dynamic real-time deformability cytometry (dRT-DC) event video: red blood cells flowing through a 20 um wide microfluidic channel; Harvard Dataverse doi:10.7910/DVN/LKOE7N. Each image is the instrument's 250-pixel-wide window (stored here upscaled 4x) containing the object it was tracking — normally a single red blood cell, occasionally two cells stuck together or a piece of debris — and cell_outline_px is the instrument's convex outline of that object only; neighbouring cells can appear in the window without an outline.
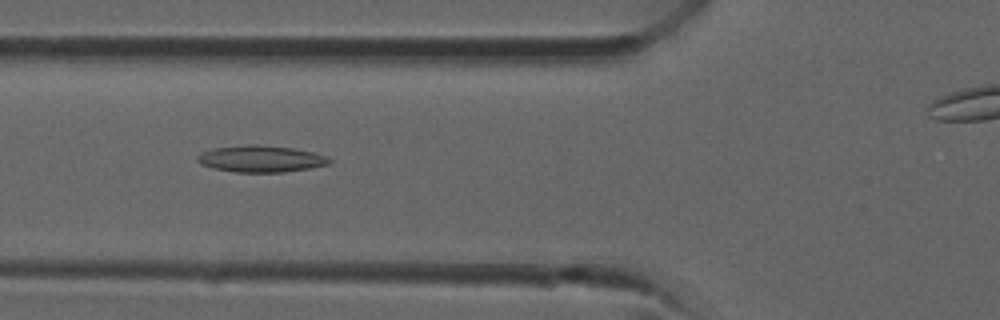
{"species": "common noctule bat (a hibernating species)", "species_latin": "Nyctalus noctula", "temperature_condition": "room temperature", "stored_images_in_passage": 29, "camera_frame_rate_fps": 3000, "um_per_image_px": 0.085, "animal": {"sex": "male", "forearm_length_mm": 52.5}, "frame": {"image": 1, "passage_image": 10, "time_ms": 3.0, "image_size_px": [1000, 320], "cell_outline_px": [[332, 164], [284, 172], [236, 172], [212, 168], [200, 164], [196, 160], [196, 156], [204, 152], [216, 148], [292, 148], [312, 152], [324, 156], [332, 160]], "centroid_in_image_um": [22.21, 13.57], "position_along_channel_um": 103.6, "area_um2": 19.13}}
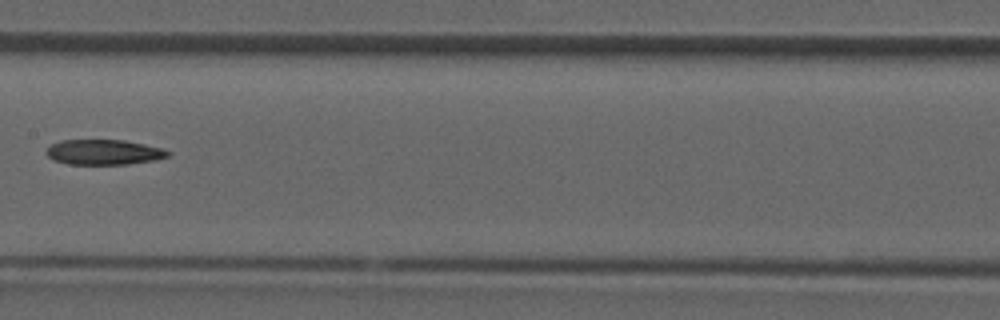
{"frame": {"image": 2, "passage_image": 15, "time_ms": 4.667, "image_size_px": [1000, 320], "cell_outline_px": [[172, 152], [168, 156], [152, 160], [128, 164], [68, 164], [56, 160], [48, 156], [44, 152], [52, 144], [60, 140], [124, 140], [144, 144], [160, 148]], "centroid_in_image_um": [8.81, 12.93], "position_along_channel_um": 198.6, "area_um2": 17.63}}
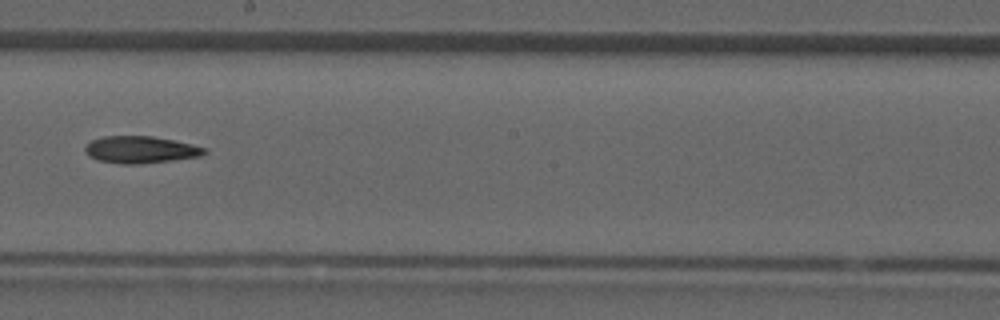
{"frame": {"image": 3, "passage_image": 17, "time_ms": 5.333, "image_size_px": [1000, 320], "cell_outline_px": [[208, 152], [200, 156], [172, 160], [136, 164], [120, 164], [100, 160], [88, 156], [84, 152], [84, 148], [92, 140], [104, 136], [152, 136], [192, 144], [208, 148]], "centroid_in_image_um": [11.95, 12.72], "position_along_channel_um": 236.2, "area_um2": 18.73}}